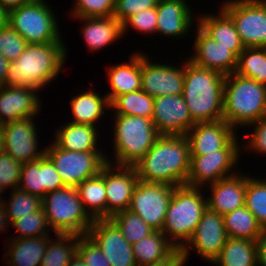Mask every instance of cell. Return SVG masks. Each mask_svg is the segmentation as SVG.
<instances>
[{
	"label": "cell",
	"instance_id": "obj_1",
	"mask_svg": "<svg viewBox=\"0 0 266 266\" xmlns=\"http://www.w3.org/2000/svg\"><path fill=\"white\" fill-rule=\"evenodd\" d=\"M140 181L186 185L190 169V144L186 136L160 135L134 165Z\"/></svg>",
	"mask_w": 266,
	"mask_h": 266
},
{
	"label": "cell",
	"instance_id": "obj_2",
	"mask_svg": "<svg viewBox=\"0 0 266 266\" xmlns=\"http://www.w3.org/2000/svg\"><path fill=\"white\" fill-rule=\"evenodd\" d=\"M64 41L27 45L12 61L4 86H21L42 90L62 71L67 57Z\"/></svg>",
	"mask_w": 266,
	"mask_h": 266
},
{
	"label": "cell",
	"instance_id": "obj_3",
	"mask_svg": "<svg viewBox=\"0 0 266 266\" xmlns=\"http://www.w3.org/2000/svg\"><path fill=\"white\" fill-rule=\"evenodd\" d=\"M224 75L199 67L187 59L184 62L182 96L195 123L223 120Z\"/></svg>",
	"mask_w": 266,
	"mask_h": 266
},
{
	"label": "cell",
	"instance_id": "obj_4",
	"mask_svg": "<svg viewBox=\"0 0 266 266\" xmlns=\"http://www.w3.org/2000/svg\"><path fill=\"white\" fill-rule=\"evenodd\" d=\"M266 117V85L235 72L223 85V120L235 130Z\"/></svg>",
	"mask_w": 266,
	"mask_h": 266
},
{
	"label": "cell",
	"instance_id": "obj_5",
	"mask_svg": "<svg viewBox=\"0 0 266 266\" xmlns=\"http://www.w3.org/2000/svg\"><path fill=\"white\" fill-rule=\"evenodd\" d=\"M207 208V198L203 196L201 187L176 186L165 215L162 233L177 249H182Z\"/></svg>",
	"mask_w": 266,
	"mask_h": 266
},
{
	"label": "cell",
	"instance_id": "obj_6",
	"mask_svg": "<svg viewBox=\"0 0 266 266\" xmlns=\"http://www.w3.org/2000/svg\"><path fill=\"white\" fill-rule=\"evenodd\" d=\"M113 150L118 166H134L154 145L160 136L152 119L114 114Z\"/></svg>",
	"mask_w": 266,
	"mask_h": 266
},
{
	"label": "cell",
	"instance_id": "obj_7",
	"mask_svg": "<svg viewBox=\"0 0 266 266\" xmlns=\"http://www.w3.org/2000/svg\"><path fill=\"white\" fill-rule=\"evenodd\" d=\"M42 209L55 234L87 235L94 219L85 210L76 187H64L42 198Z\"/></svg>",
	"mask_w": 266,
	"mask_h": 266
},
{
	"label": "cell",
	"instance_id": "obj_8",
	"mask_svg": "<svg viewBox=\"0 0 266 266\" xmlns=\"http://www.w3.org/2000/svg\"><path fill=\"white\" fill-rule=\"evenodd\" d=\"M48 5L44 0H32L8 12L7 23L28 45L61 42L57 17Z\"/></svg>",
	"mask_w": 266,
	"mask_h": 266
},
{
	"label": "cell",
	"instance_id": "obj_9",
	"mask_svg": "<svg viewBox=\"0 0 266 266\" xmlns=\"http://www.w3.org/2000/svg\"><path fill=\"white\" fill-rule=\"evenodd\" d=\"M45 155L52 161L65 187H77L84 180L97 176L109 159L103 151H68L54 142L45 148Z\"/></svg>",
	"mask_w": 266,
	"mask_h": 266
},
{
	"label": "cell",
	"instance_id": "obj_10",
	"mask_svg": "<svg viewBox=\"0 0 266 266\" xmlns=\"http://www.w3.org/2000/svg\"><path fill=\"white\" fill-rule=\"evenodd\" d=\"M239 145L236 136L222 150L206 155H190V169L186 185L203 188L206 183L211 184L237 174L232 169L237 167L240 159L241 147Z\"/></svg>",
	"mask_w": 266,
	"mask_h": 266
},
{
	"label": "cell",
	"instance_id": "obj_11",
	"mask_svg": "<svg viewBox=\"0 0 266 266\" xmlns=\"http://www.w3.org/2000/svg\"><path fill=\"white\" fill-rule=\"evenodd\" d=\"M220 6L233 20L245 48L266 46V8L257 0H228Z\"/></svg>",
	"mask_w": 266,
	"mask_h": 266
},
{
	"label": "cell",
	"instance_id": "obj_12",
	"mask_svg": "<svg viewBox=\"0 0 266 266\" xmlns=\"http://www.w3.org/2000/svg\"><path fill=\"white\" fill-rule=\"evenodd\" d=\"M174 188L168 184L139 180L128 210L139 215L154 231H162Z\"/></svg>",
	"mask_w": 266,
	"mask_h": 266
},
{
	"label": "cell",
	"instance_id": "obj_13",
	"mask_svg": "<svg viewBox=\"0 0 266 266\" xmlns=\"http://www.w3.org/2000/svg\"><path fill=\"white\" fill-rule=\"evenodd\" d=\"M227 238L223 215L207 208L190 240L182 248L185 260H188L190 250L194 248L196 253L202 257L201 259L212 263L219 255Z\"/></svg>",
	"mask_w": 266,
	"mask_h": 266
},
{
	"label": "cell",
	"instance_id": "obj_14",
	"mask_svg": "<svg viewBox=\"0 0 266 266\" xmlns=\"http://www.w3.org/2000/svg\"><path fill=\"white\" fill-rule=\"evenodd\" d=\"M34 118L11 121L0 126L3 151L21 163L36 161L45 154V148L40 151L37 149L39 137Z\"/></svg>",
	"mask_w": 266,
	"mask_h": 266
},
{
	"label": "cell",
	"instance_id": "obj_15",
	"mask_svg": "<svg viewBox=\"0 0 266 266\" xmlns=\"http://www.w3.org/2000/svg\"><path fill=\"white\" fill-rule=\"evenodd\" d=\"M150 59V60H149ZM184 88L183 66L154 63L141 52V89L151 97L181 95Z\"/></svg>",
	"mask_w": 266,
	"mask_h": 266
},
{
	"label": "cell",
	"instance_id": "obj_16",
	"mask_svg": "<svg viewBox=\"0 0 266 266\" xmlns=\"http://www.w3.org/2000/svg\"><path fill=\"white\" fill-rule=\"evenodd\" d=\"M87 235L103 252L111 266H137L130 244L110 219H95Z\"/></svg>",
	"mask_w": 266,
	"mask_h": 266
},
{
	"label": "cell",
	"instance_id": "obj_17",
	"mask_svg": "<svg viewBox=\"0 0 266 266\" xmlns=\"http://www.w3.org/2000/svg\"><path fill=\"white\" fill-rule=\"evenodd\" d=\"M152 121L160 135L186 136L195 124L182 94L154 98Z\"/></svg>",
	"mask_w": 266,
	"mask_h": 266
},
{
	"label": "cell",
	"instance_id": "obj_18",
	"mask_svg": "<svg viewBox=\"0 0 266 266\" xmlns=\"http://www.w3.org/2000/svg\"><path fill=\"white\" fill-rule=\"evenodd\" d=\"M138 182L134 166L105 164L106 218L128 210Z\"/></svg>",
	"mask_w": 266,
	"mask_h": 266
},
{
	"label": "cell",
	"instance_id": "obj_19",
	"mask_svg": "<svg viewBox=\"0 0 266 266\" xmlns=\"http://www.w3.org/2000/svg\"><path fill=\"white\" fill-rule=\"evenodd\" d=\"M192 56L188 58L195 65L219 72L227 76L236 71L238 57L231 47H223L208 36L198 25Z\"/></svg>",
	"mask_w": 266,
	"mask_h": 266
},
{
	"label": "cell",
	"instance_id": "obj_20",
	"mask_svg": "<svg viewBox=\"0 0 266 266\" xmlns=\"http://www.w3.org/2000/svg\"><path fill=\"white\" fill-rule=\"evenodd\" d=\"M39 89L0 86V126L4 123L36 117L41 112Z\"/></svg>",
	"mask_w": 266,
	"mask_h": 266
},
{
	"label": "cell",
	"instance_id": "obj_21",
	"mask_svg": "<svg viewBox=\"0 0 266 266\" xmlns=\"http://www.w3.org/2000/svg\"><path fill=\"white\" fill-rule=\"evenodd\" d=\"M225 120L195 123L187 132L190 155H206L225 148L237 135Z\"/></svg>",
	"mask_w": 266,
	"mask_h": 266
},
{
	"label": "cell",
	"instance_id": "obj_22",
	"mask_svg": "<svg viewBox=\"0 0 266 266\" xmlns=\"http://www.w3.org/2000/svg\"><path fill=\"white\" fill-rule=\"evenodd\" d=\"M246 174H237L209 184L208 209L220 215L245 205ZM211 188V189H210Z\"/></svg>",
	"mask_w": 266,
	"mask_h": 266
},
{
	"label": "cell",
	"instance_id": "obj_23",
	"mask_svg": "<svg viewBox=\"0 0 266 266\" xmlns=\"http://www.w3.org/2000/svg\"><path fill=\"white\" fill-rule=\"evenodd\" d=\"M186 0H159L156 33L166 37H184L191 26L193 13Z\"/></svg>",
	"mask_w": 266,
	"mask_h": 266
},
{
	"label": "cell",
	"instance_id": "obj_24",
	"mask_svg": "<svg viewBox=\"0 0 266 266\" xmlns=\"http://www.w3.org/2000/svg\"><path fill=\"white\" fill-rule=\"evenodd\" d=\"M218 14H202L197 19V25L212 39L223 47H231L238 57L245 49L232 18L220 8Z\"/></svg>",
	"mask_w": 266,
	"mask_h": 266
},
{
	"label": "cell",
	"instance_id": "obj_25",
	"mask_svg": "<svg viewBox=\"0 0 266 266\" xmlns=\"http://www.w3.org/2000/svg\"><path fill=\"white\" fill-rule=\"evenodd\" d=\"M77 19L85 23L81 29L82 37L90 51L98 52L123 36L122 24L114 16Z\"/></svg>",
	"mask_w": 266,
	"mask_h": 266
},
{
	"label": "cell",
	"instance_id": "obj_26",
	"mask_svg": "<svg viewBox=\"0 0 266 266\" xmlns=\"http://www.w3.org/2000/svg\"><path fill=\"white\" fill-rule=\"evenodd\" d=\"M128 61L107 69L111 90L106 95L110 103L117 96L141 90V52L132 54Z\"/></svg>",
	"mask_w": 266,
	"mask_h": 266
},
{
	"label": "cell",
	"instance_id": "obj_27",
	"mask_svg": "<svg viewBox=\"0 0 266 266\" xmlns=\"http://www.w3.org/2000/svg\"><path fill=\"white\" fill-rule=\"evenodd\" d=\"M58 128L53 141L59 148L79 152L101 151L97 148L99 146L97 127L70 123L69 120L68 123Z\"/></svg>",
	"mask_w": 266,
	"mask_h": 266
},
{
	"label": "cell",
	"instance_id": "obj_28",
	"mask_svg": "<svg viewBox=\"0 0 266 266\" xmlns=\"http://www.w3.org/2000/svg\"><path fill=\"white\" fill-rule=\"evenodd\" d=\"M49 239L50 236L11 238L4 261L8 266H40Z\"/></svg>",
	"mask_w": 266,
	"mask_h": 266
},
{
	"label": "cell",
	"instance_id": "obj_29",
	"mask_svg": "<svg viewBox=\"0 0 266 266\" xmlns=\"http://www.w3.org/2000/svg\"><path fill=\"white\" fill-rule=\"evenodd\" d=\"M84 91L73 96L70 100V107L73 113L70 123L98 127L96 123H99V119L105 114L104 109H110V102L107 95L102 97L100 93L98 94L93 89Z\"/></svg>",
	"mask_w": 266,
	"mask_h": 266
},
{
	"label": "cell",
	"instance_id": "obj_30",
	"mask_svg": "<svg viewBox=\"0 0 266 266\" xmlns=\"http://www.w3.org/2000/svg\"><path fill=\"white\" fill-rule=\"evenodd\" d=\"M212 264L219 266H258L257 240L228 237Z\"/></svg>",
	"mask_w": 266,
	"mask_h": 266
},
{
	"label": "cell",
	"instance_id": "obj_31",
	"mask_svg": "<svg viewBox=\"0 0 266 266\" xmlns=\"http://www.w3.org/2000/svg\"><path fill=\"white\" fill-rule=\"evenodd\" d=\"M76 191L85 210L94 220L106 218L105 165L97 176L81 182Z\"/></svg>",
	"mask_w": 266,
	"mask_h": 266
},
{
	"label": "cell",
	"instance_id": "obj_32",
	"mask_svg": "<svg viewBox=\"0 0 266 266\" xmlns=\"http://www.w3.org/2000/svg\"><path fill=\"white\" fill-rule=\"evenodd\" d=\"M176 249L162 231H154L137 243L132 244L137 266H145L162 261Z\"/></svg>",
	"mask_w": 266,
	"mask_h": 266
},
{
	"label": "cell",
	"instance_id": "obj_33",
	"mask_svg": "<svg viewBox=\"0 0 266 266\" xmlns=\"http://www.w3.org/2000/svg\"><path fill=\"white\" fill-rule=\"evenodd\" d=\"M227 237L257 240L264 229L244 205L223 215Z\"/></svg>",
	"mask_w": 266,
	"mask_h": 266
},
{
	"label": "cell",
	"instance_id": "obj_34",
	"mask_svg": "<svg viewBox=\"0 0 266 266\" xmlns=\"http://www.w3.org/2000/svg\"><path fill=\"white\" fill-rule=\"evenodd\" d=\"M49 239L40 266H68L77 253L78 237L75 234H55ZM54 240V241H53Z\"/></svg>",
	"mask_w": 266,
	"mask_h": 266
},
{
	"label": "cell",
	"instance_id": "obj_35",
	"mask_svg": "<svg viewBox=\"0 0 266 266\" xmlns=\"http://www.w3.org/2000/svg\"><path fill=\"white\" fill-rule=\"evenodd\" d=\"M154 97L145 93L142 89L117 96L110 103V110L114 114L139 116L152 119Z\"/></svg>",
	"mask_w": 266,
	"mask_h": 266
},
{
	"label": "cell",
	"instance_id": "obj_36",
	"mask_svg": "<svg viewBox=\"0 0 266 266\" xmlns=\"http://www.w3.org/2000/svg\"><path fill=\"white\" fill-rule=\"evenodd\" d=\"M235 73L266 85V54L264 48H245L238 56Z\"/></svg>",
	"mask_w": 266,
	"mask_h": 266
},
{
	"label": "cell",
	"instance_id": "obj_37",
	"mask_svg": "<svg viewBox=\"0 0 266 266\" xmlns=\"http://www.w3.org/2000/svg\"><path fill=\"white\" fill-rule=\"evenodd\" d=\"M245 206L266 230V180L246 175Z\"/></svg>",
	"mask_w": 266,
	"mask_h": 266
},
{
	"label": "cell",
	"instance_id": "obj_38",
	"mask_svg": "<svg viewBox=\"0 0 266 266\" xmlns=\"http://www.w3.org/2000/svg\"><path fill=\"white\" fill-rule=\"evenodd\" d=\"M7 218L10 224L29 213L39 211L42 208V198L29 194L19 188H15L10 192V199L3 200Z\"/></svg>",
	"mask_w": 266,
	"mask_h": 266
},
{
	"label": "cell",
	"instance_id": "obj_39",
	"mask_svg": "<svg viewBox=\"0 0 266 266\" xmlns=\"http://www.w3.org/2000/svg\"><path fill=\"white\" fill-rule=\"evenodd\" d=\"M120 229L122 236L130 243H137L144 237L148 236L154 229L146 224L142 218L131 212L124 210L116 213L110 218Z\"/></svg>",
	"mask_w": 266,
	"mask_h": 266
},
{
	"label": "cell",
	"instance_id": "obj_40",
	"mask_svg": "<svg viewBox=\"0 0 266 266\" xmlns=\"http://www.w3.org/2000/svg\"><path fill=\"white\" fill-rule=\"evenodd\" d=\"M44 185V155L36 161L23 163L18 188L43 198Z\"/></svg>",
	"mask_w": 266,
	"mask_h": 266
},
{
	"label": "cell",
	"instance_id": "obj_41",
	"mask_svg": "<svg viewBox=\"0 0 266 266\" xmlns=\"http://www.w3.org/2000/svg\"><path fill=\"white\" fill-rule=\"evenodd\" d=\"M10 226L18 231L14 238H30L38 236H49L51 228L48 225L47 217L41 208L39 211L29 213L14 220Z\"/></svg>",
	"mask_w": 266,
	"mask_h": 266
},
{
	"label": "cell",
	"instance_id": "obj_42",
	"mask_svg": "<svg viewBox=\"0 0 266 266\" xmlns=\"http://www.w3.org/2000/svg\"><path fill=\"white\" fill-rule=\"evenodd\" d=\"M70 14L75 18L113 16L116 0H75Z\"/></svg>",
	"mask_w": 266,
	"mask_h": 266
},
{
	"label": "cell",
	"instance_id": "obj_43",
	"mask_svg": "<svg viewBox=\"0 0 266 266\" xmlns=\"http://www.w3.org/2000/svg\"><path fill=\"white\" fill-rule=\"evenodd\" d=\"M27 42L8 23L0 30V53L10 62L26 49Z\"/></svg>",
	"mask_w": 266,
	"mask_h": 266
},
{
	"label": "cell",
	"instance_id": "obj_44",
	"mask_svg": "<svg viewBox=\"0 0 266 266\" xmlns=\"http://www.w3.org/2000/svg\"><path fill=\"white\" fill-rule=\"evenodd\" d=\"M22 165L18 160L12 158L3 151L0 155V189L4 192L7 188L12 190L18 188Z\"/></svg>",
	"mask_w": 266,
	"mask_h": 266
},
{
	"label": "cell",
	"instance_id": "obj_45",
	"mask_svg": "<svg viewBox=\"0 0 266 266\" xmlns=\"http://www.w3.org/2000/svg\"><path fill=\"white\" fill-rule=\"evenodd\" d=\"M132 27L137 30V32H141L144 35L146 34H154L157 29V7L149 8L146 10H142L137 14H134L127 18L122 23V34H126L128 32V27ZM146 33V34H145Z\"/></svg>",
	"mask_w": 266,
	"mask_h": 266
},
{
	"label": "cell",
	"instance_id": "obj_46",
	"mask_svg": "<svg viewBox=\"0 0 266 266\" xmlns=\"http://www.w3.org/2000/svg\"><path fill=\"white\" fill-rule=\"evenodd\" d=\"M77 254L87 266H111L103 252L88 235L78 237Z\"/></svg>",
	"mask_w": 266,
	"mask_h": 266
},
{
	"label": "cell",
	"instance_id": "obj_47",
	"mask_svg": "<svg viewBox=\"0 0 266 266\" xmlns=\"http://www.w3.org/2000/svg\"><path fill=\"white\" fill-rule=\"evenodd\" d=\"M159 0H116L113 16L122 24L142 10L157 7Z\"/></svg>",
	"mask_w": 266,
	"mask_h": 266
},
{
	"label": "cell",
	"instance_id": "obj_48",
	"mask_svg": "<svg viewBox=\"0 0 266 266\" xmlns=\"http://www.w3.org/2000/svg\"><path fill=\"white\" fill-rule=\"evenodd\" d=\"M249 126L255 127L254 131L251 134L246 133L243 137L247 139L245 149L249 151H254L256 153L261 152L260 154H266V117L261 118L260 120L250 124Z\"/></svg>",
	"mask_w": 266,
	"mask_h": 266
},
{
	"label": "cell",
	"instance_id": "obj_49",
	"mask_svg": "<svg viewBox=\"0 0 266 266\" xmlns=\"http://www.w3.org/2000/svg\"><path fill=\"white\" fill-rule=\"evenodd\" d=\"M44 196L52 191L64 188L63 181L52 161L44 154Z\"/></svg>",
	"mask_w": 266,
	"mask_h": 266
},
{
	"label": "cell",
	"instance_id": "obj_50",
	"mask_svg": "<svg viewBox=\"0 0 266 266\" xmlns=\"http://www.w3.org/2000/svg\"><path fill=\"white\" fill-rule=\"evenodd\" d=\"M186 263L182 249H176L170 256L162 261L145 266H184Z\"/></svg>",
	"mask_w": 266,
	"mask_h": 266
},
{
	"label": "cell",
	"instance_id": "obj_51",
	"mask_svg": "<svg viewBox=\"0 0 266 266\" xmlns=\"http://www.w3.org/2000/svg\"><path fill=\"white\" fill-rule=\"evenodd\" d=\"M258 266H266V230L257 239Z\"/></svg>",
	"mask_w": 266,
	"mask_h": 266
},
{
	"label": "cell",
	"instance_id": "obj_52",
	"mask_svg": "<svg viewBox=\"0 0 266 266\" xmlns=\"http://www.w3.org/2000/svg\"><path fill=\"white\" fill-rule=\"evenodd\" d=\"M32 0H0V6L8 13Z\"/></svg>",
	"mask_w": 266,
	"mask_h": 266
},
{
	"label": "cell",
	"instance_id": "obj_53",
	"mask_svg": "<svg viewBox=\"0 0 266 266\" xmlns=\"http://www.w3.org/2000/svg\"><path fill=\"white\" fill-rule=\"evenodd\" d=\"M10 64L11 62L0 53V85L5 84Z\"/></svg>",
	"mask_w": 266,
	"mask_h": 266
},
{
	"label": "cell",
	"instance_id": "obj_54",
	"mask_svg": "<svg viewBox=\"0 0 266 266\" xmlns=\"http://www.w3.org/2000/svg\"><path fill=\"white\" fill-rule=\"evenodd\" d=\"M10 226V222L7 218L6 210L3 205V202H0V231L5 232L7 227Z\"/></svg>",
	"mask_w": 266,
	"mask_h": 266
},
{
	"label": "cell",
	"instance_id": "obj_55",
	"mask_svg": "<svg viewBox=\"0 0 266 266\" xmlns=\"http://www.w3.org/2000/svg\"><path fill=\"white\" fill-rule=\"evenodd\" d=\"M68 266H87V264L82 260V258L76 253V255L71 259Z\"/></svg>",
	"mask_w": 266,
	"mask_h": 266
},
{
	"label": "cell",
	"instance_id": "obj_56",
	"mask_svg": "<svg viewBox=\"0 0 266 266\" xmlns=\"http://www.w3.org/2000/svg\"><path fill=\"white\" fill-rule=\"evenodd\" d=\"M8 13L0 6V30L7 24Z\"/></svg>",
	"mask_w": 266,
	"mask_h": 266
},
{
	"label": "cell",
	"instance_id": "obj_57",
	"mask_svg": "<svg viewBox=\"0 0 266 266\" xmlns=\"http://www.w3.org/2000/svg\"><path fill=\"white\" fill-rule=\"evenodd\" d=\"M3 152V137H2V133L0 130V155Z\"/></svg>",
	"mask_w": 266,
	"mask_h": 266
},
{
	"label": "cell",
	"instance_id": "obj_58",
	"mask_svg": "<svg viewBox=\"0 0 266 266\" xmlns=\"http://www.w3.org/2000/svg\"><path fill=\"white\" fill-rule=\"evenodd\" d=\"M266 8V0H257Z\"/></svg>",
	"mask_w": 266,
	"mask_h": 266
},
{
	"label": "cell",
	"instance_id": "obj_59",
	"mask_svg": "<svg viewBox=\"0 0 266 266\" xmlns=\"http://www.w3.org/2000/svg\"><path fill=\"white\" fill-rule=\"evenodd\" d=\"M2 194H3V191L0 189V202L4 200V199L1 197ZM1 199H2V200H1Z\"/></svg>",
	"mask_w": 266,
	"mask_h": 266
}]
</instances>
